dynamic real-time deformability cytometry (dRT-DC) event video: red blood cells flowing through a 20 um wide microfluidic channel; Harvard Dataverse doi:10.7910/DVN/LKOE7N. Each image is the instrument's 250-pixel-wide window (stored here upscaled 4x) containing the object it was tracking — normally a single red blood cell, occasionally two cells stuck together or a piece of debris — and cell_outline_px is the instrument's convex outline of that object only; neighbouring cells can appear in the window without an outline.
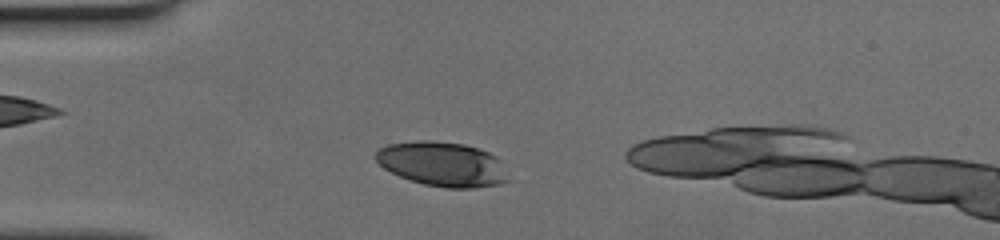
{"species": "human", "species_latin": "Homo sapiens", "temperature_condition": "cold", "stored_images_in_passage": 48, "camera_frame_rate_fps": 3000, "um_per_image_px": 0.085, "donor": {"sex": "female"}, "frame": {"image": 1, "passage_image": 9, "time_ms": 2.667, "image_size_px": [1000, 240], "cell_outline_px": [[508, 180], [500, 184], [476, 188], [444, 188], [424, 184], [408, 180], [384, 168], [372, 156], [380, 148], [388, 144], [420, 140], [432, 140], [464, 144], [488, 152], [496, 156], [500, 160]], "centroid_in_image_um": [37.58, 13.95], "position_along_channel_um": 47.4, "area_um2": 34.39}}